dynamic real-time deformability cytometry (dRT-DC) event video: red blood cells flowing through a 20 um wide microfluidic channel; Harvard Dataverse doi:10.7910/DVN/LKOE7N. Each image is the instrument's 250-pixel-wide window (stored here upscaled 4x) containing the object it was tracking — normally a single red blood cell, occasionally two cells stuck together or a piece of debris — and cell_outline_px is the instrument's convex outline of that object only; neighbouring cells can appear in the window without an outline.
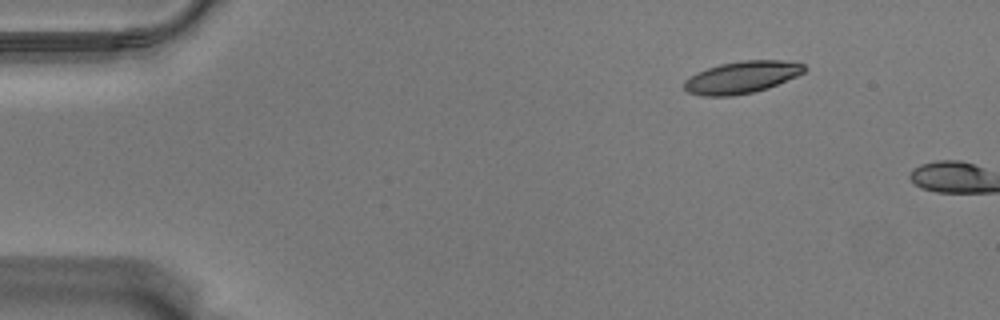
{"species": "Egyptian fruit bat (a non-hibernating species)", "species_latin": "Rousettus aegyptiacus", "temperature_condition": "warm", "stored_images_in_passage": 3, "camera_frame_rate_fps": 3000, "um_per_image_px": 0.085, "animal": {"sex": "male"}, "frame": {"image": 1, "passage_image": 1, "time_ms": 0.0, "image_size_px": [1000, 320], "cell_outline_px": [[808, 68], [804, 72], [796, 76], [768, 88], [752, 92], [732, 96], [700, 96], [688, 92], [684, 88], [684, 80], [696, 72], [720, 64], [744, 60], [784, 60], [804, 64]], "centroid_in_image_um": [63.04, 6.56], "position_along_channel_um": 22.0, "area_um2": 22.48}}